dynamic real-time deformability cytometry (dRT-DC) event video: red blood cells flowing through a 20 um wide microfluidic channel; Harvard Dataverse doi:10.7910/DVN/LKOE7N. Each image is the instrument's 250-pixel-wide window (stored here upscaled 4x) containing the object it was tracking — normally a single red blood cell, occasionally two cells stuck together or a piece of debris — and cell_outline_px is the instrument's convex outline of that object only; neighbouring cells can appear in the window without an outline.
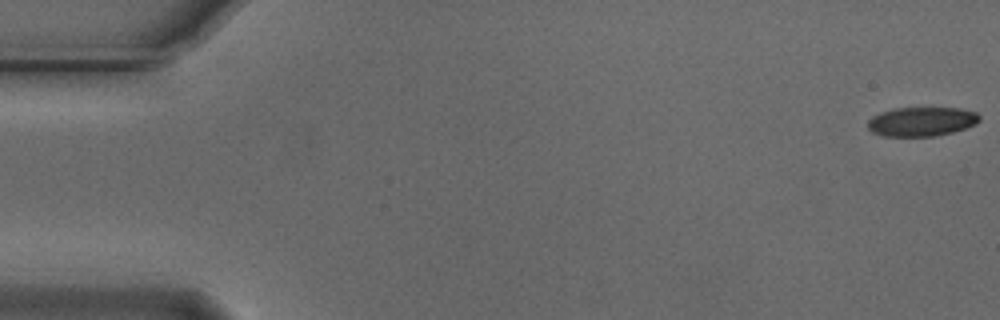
{"species": "Egyptian fruit bat (a non-hibernating species)", "species_latin": "Rousettus aegyptiacus", "temperature_condition": "cold", "stored_images_in_passage": 55, "camera_frame_rate_fps": 3000, "um_per_image_px": 0.085, "animal": {"sex": "male"}, "frame": {"image": 1, "passage_image": 1, "time_ms": 0.0, "image_size_px": [1000, 320], "cell_outline_px": [[980, 120], [976, 124], [952, 132], [936, 136], [884, 136], [872, 132], [868, 128], [868, 120], [872, 116], [880, 112], [896, 108], [960, 108], [976, 112], [980, 116]], "centroid_in_image_um": [78.33, 10.33], "position_along_channel_um": 6.7, "area_um2": 19.02}}
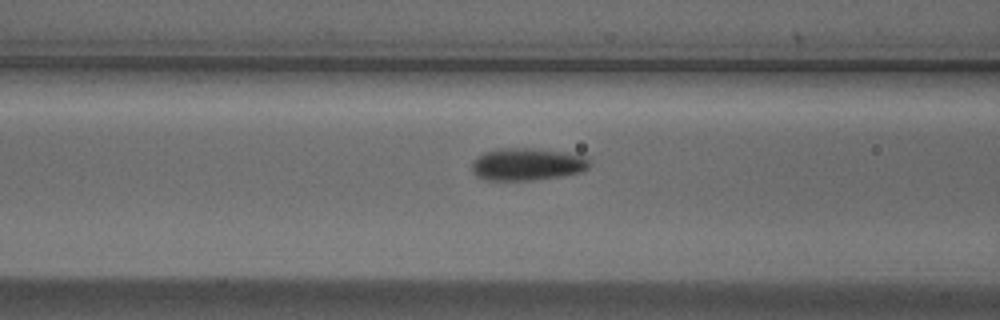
{"frame": {"image": 2, "passage_image": 22, "time_ms": 7.0, "image_size_px": [1000, 320], "cell_outline_px": [[592, 164], [588, 168], [580, 172], [560, 176], [532, 180], [484, 180], [476, 176], [472, 172], [472, 164], [484, 152], [500, 148], [532, 148], [588, 156]], "centroid_in_image_um": [44.83, 13.96], "position_along_channel_um": 121.8, "area_um2": 22.14}}
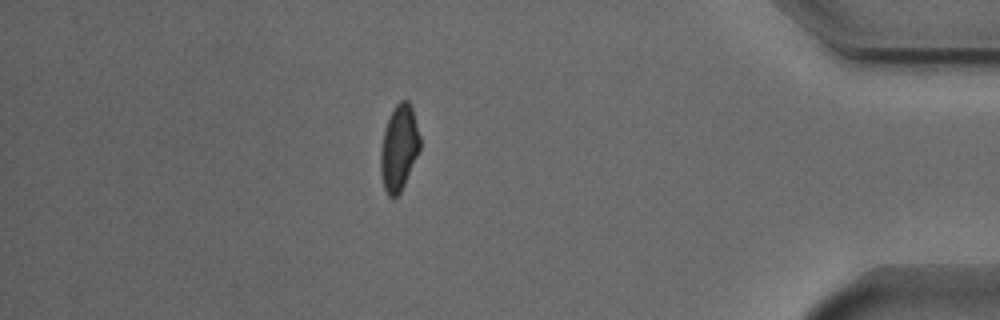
{"frame": {"image": 3, "passage_image": 48, "time_ms": 15.667, "image_size_px": [1000, 320], "cell_outline_px": [[420, 148], [404, 184], [400, 192], [396, 196], [388, 196], [384, 188], [380, 172], [380, 148], [384, 128], [396, 104], [400, 100], [408, 100], [412, 104], [420, 136]], "centroid_in_image_um": [33.91, 12.52], "position_along_channel_um": 401.3, "area_um2": 19.65}, "authors_computed_cell_mechanics": {"area_um2": 20.7502, "velocity_mm_per_s": 3.731, "shape_relaxation_time_tau1_ms": 3.008, "shape_relaxation_time_tau2_ms": 2.113, "deformation_change_tau1": 0.1176, "deformation_change_tau2": 0.0668}}